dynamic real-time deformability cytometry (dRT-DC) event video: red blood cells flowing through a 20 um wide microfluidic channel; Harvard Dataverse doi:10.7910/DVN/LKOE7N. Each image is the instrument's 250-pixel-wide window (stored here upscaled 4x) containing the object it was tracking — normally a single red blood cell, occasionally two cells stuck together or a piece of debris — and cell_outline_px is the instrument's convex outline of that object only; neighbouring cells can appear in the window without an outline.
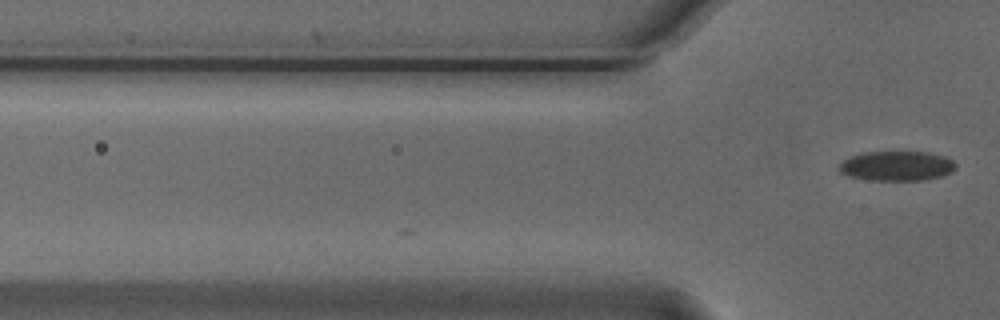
{"species": "Egyptian fruit bat (a non-hibernating species)", "species_latin": "Rousettus aegyptiacus", "temperature_condition": "cold", "stored_images_in_passage": 3, "camera_frame_rate_fps": 3000, "um_per_image_px": 0.085, "animal": {"sex": "male"}, "frame": {"image": 1, "passage_image": 3, "time_ms": 0.667, "image_size_px": [1000, 320], "cell_outline_px": [[956, 168], [952, 172], [940, 176], [920, 180], [872, 180], [852, 176], [840, 172], [840, 164], [844, 160], [852, 156], [864, 152], [896, 148], [928, 152], [944, 156], [952, 160], [956, 164]], "centroid_in_image_um": [76.26, 14.04], "position_along_channel_um": 49.5, "area_um2": 20.81}}